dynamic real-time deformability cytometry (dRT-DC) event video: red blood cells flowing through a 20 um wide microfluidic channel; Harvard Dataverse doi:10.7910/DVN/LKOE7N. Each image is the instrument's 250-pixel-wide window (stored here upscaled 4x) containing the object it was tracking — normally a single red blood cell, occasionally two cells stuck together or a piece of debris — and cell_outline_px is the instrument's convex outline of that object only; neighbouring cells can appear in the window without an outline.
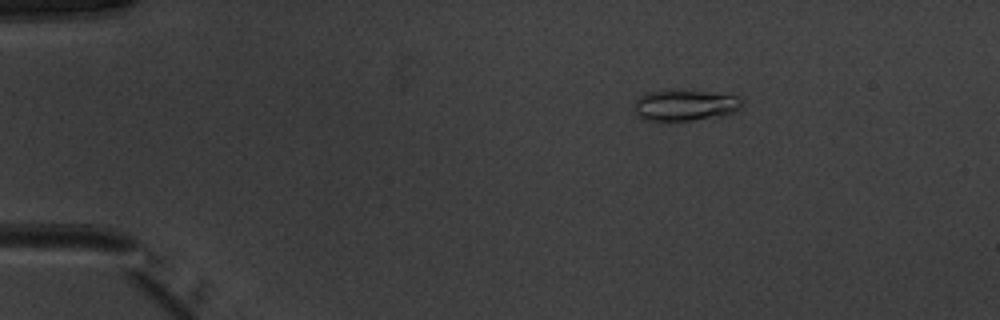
{"species": "common noctule bat (a hibernating species)", "species_latin": "Nyctalus noctula", "temperature_condition": "warm", "stored_images_in_passage": 52, "camera_frame_rate_fps": 3000, "um_per_image_px": 0.085, "animal": {"sex": "male", "body_mass_g": 20.1, "forearm_length_mm": 53.5}, "frame": {"image": 1, "passage_image": 9, "time_ms": 2.667, "image_size_px": [1000, 320], "cell_outline_px": [[744, 104], [736, 112], [720, 116], [692, 120], [644, 120], [636, 116], [636, 100], [644, 92], [680, 88], [740, 96], [744, 100]], "centroid_in_image_um": [58.27, 8.91], "position_along_channel_um": 26.7, "area_um2": 20.06}}
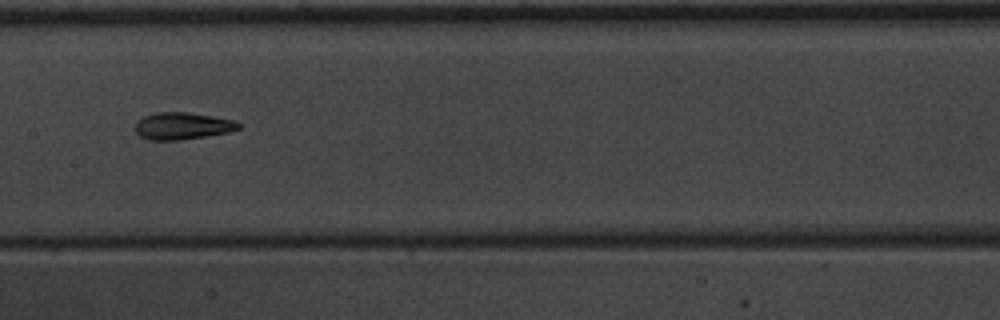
{"frame": {"image": 2, "passage_image": 27, "time_ms": 8.667, "image_size_px": [1000, 320], "cell_outline_px": [[240, 128], [228, 132], [208, 136], [180, 140], [148, 140], [140, 136], [136, 132], [136, 124], [144, 116], [156, 112], [184, 112], [212, 116], [236, 120], [240, 124]], "centroid_in_image_um": [15.52, 10.71], "position_along_channel_um": 191.9, "area_um2": 16.24}}
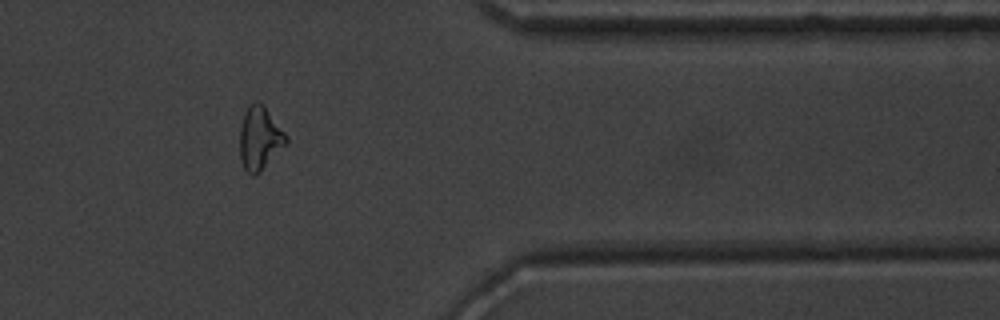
{"frame": {"image": 3, "passage_image": 43, "time_ms": 14.0, "image_size_px": [1000, 320], "cell_outline_px": [[288, 140], [260, 172], [256, 176], [252, 176], [244, 168], [240, 156], [240, 128], [244, 112], [256, 100], [264, 104], [288, 136]], "centroid_in_image_um": [22.07, 11.73], "position_along_channel_um": 389.3, "area_um2": 16.94}, "authors_computed_cell_mechanics": {"area_um2": 16.7331, "velocity_mm_per_s": 3.9844, "shape_relaxation_time_tau1_ms": 5.4094, "shape_relaxation_time_tau2_ms": 1.42, "deformation_change_tau1": 0.1665, "deformation_change_tau2": 0.0762}}